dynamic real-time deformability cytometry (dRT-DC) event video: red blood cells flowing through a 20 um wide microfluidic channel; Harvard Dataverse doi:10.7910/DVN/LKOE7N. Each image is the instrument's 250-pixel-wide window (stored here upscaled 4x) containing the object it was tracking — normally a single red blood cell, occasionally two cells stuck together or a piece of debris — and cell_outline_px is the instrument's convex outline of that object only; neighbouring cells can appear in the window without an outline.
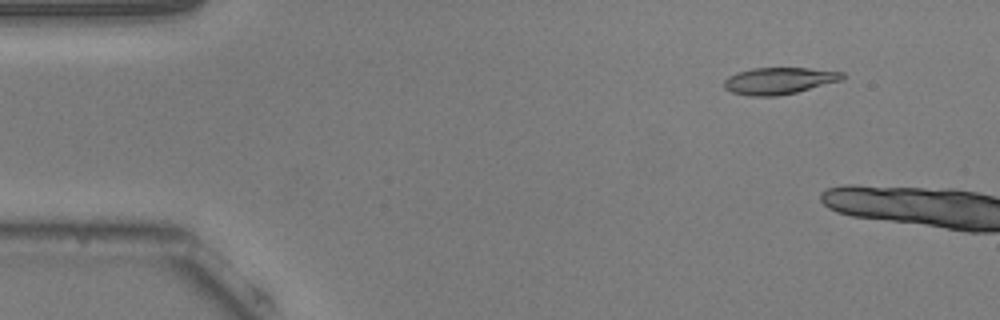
{"species": "common noctule bat (a hibernating species)", "species_latin": "Nyctalus noctula", "temperature_condition": "warm", "stored_images_in_passage": 9, "camera_frame_rate_fps": 3000, "um_per_image_px": 0.085, "animal": {"sex": "male", "body_mass_g": 20.5, "forearm_length_mm": 52.5}, "frame": {"image": 1, "passage_image": 6, "time_ms": 1.667, "image_size_px": [1000, 320], "cell_outline_px": [[844, 80], [796, 92], [776, 96], [748, 96], [732, 92], [724, 88], [724, 80], [728, 76], [736, 72], [752, 68], [808, 68], [844, 72]], "centroid_in_image_um": [66.21, 6.86], "position_along_channel_um": 18.8, "area_um2": 18.55}}